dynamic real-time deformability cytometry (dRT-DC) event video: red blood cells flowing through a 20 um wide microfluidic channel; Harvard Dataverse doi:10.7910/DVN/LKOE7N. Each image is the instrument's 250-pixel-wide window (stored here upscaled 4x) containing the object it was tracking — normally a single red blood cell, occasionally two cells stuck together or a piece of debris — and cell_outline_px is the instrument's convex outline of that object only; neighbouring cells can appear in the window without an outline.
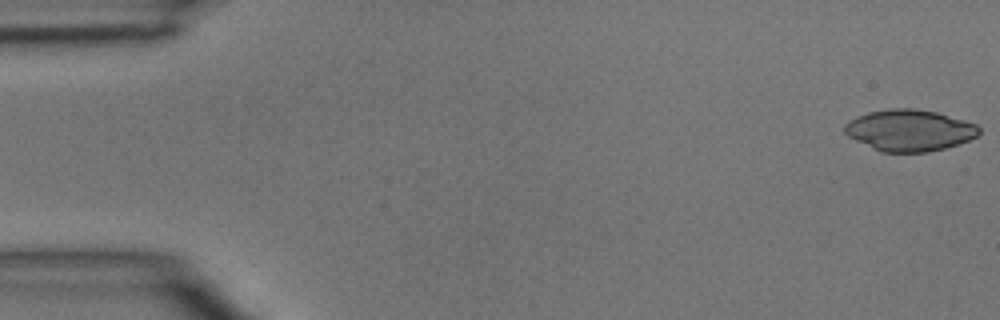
{"species": "common noctule bat (a hibernating species)", "species_latin": "Nyctalus noctula", "temperature_condition": "room temperature", "stored_images_in_passage": 47, "camera_frame_rate_fps": 3000, "um_per_image_px": 0.085, "animal": {"sex": "male", "body_mass_g": 15.6}, "frame": {"image": 1, "passage_image": 1, "time_ms": 0.0, "image_size_px": [1000, 320], "cell_outline_px": [[980, 132], [976, 136], [968, 140], [944, 148], [928, 152], [880, 152], [848, 136], [844, 132], [844, 124], [848, 120], [856, 116], [868, 112], [888, 108], [916, 108], [936, 112], [964, 120], [976, 124], [980, 128]], "centroid_in_image_um": [77.27, 11.06], "position_along_channel_um": 7.7, "area_um2": 32.48}}